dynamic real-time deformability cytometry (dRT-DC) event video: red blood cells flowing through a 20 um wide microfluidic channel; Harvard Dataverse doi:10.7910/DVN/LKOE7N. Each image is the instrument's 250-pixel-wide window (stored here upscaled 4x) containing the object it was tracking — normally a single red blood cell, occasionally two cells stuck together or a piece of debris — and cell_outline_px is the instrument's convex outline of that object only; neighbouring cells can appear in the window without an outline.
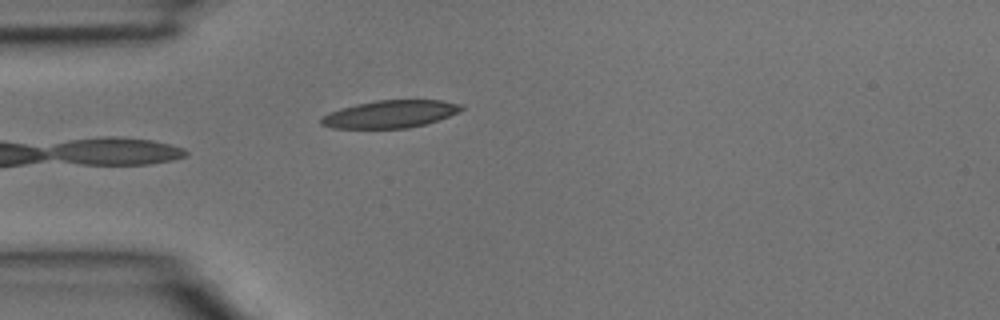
{"species": "common noctule bat (a hibernating species)", "species_latin": "Nyctalus noctula", "temperature_condition": "room temperature", "stored_images_in_passage": 4, "camera_frame_rate_fps": 3000, "um_per_image_px": 0.085, "animal": {"sex": "male", "body_mass_g": 15.6}, "frame": {"image": 1, "passage_image": 4, "time_ms": 1.0, "image_size_px": [1000, 320], "cell_outline_px": [[464, 108], [448, 116], [424, 124], [408, 128], [332, 128], [320, 124], [320, 120], [324, 116], [340, 108], [356, 104], [376, 100], [440, 100], [464, 104]], "centroid_in_image_um": [33.17, 9.69], "position_along_channel_um": 51.8, "area_um2": 22.25}}